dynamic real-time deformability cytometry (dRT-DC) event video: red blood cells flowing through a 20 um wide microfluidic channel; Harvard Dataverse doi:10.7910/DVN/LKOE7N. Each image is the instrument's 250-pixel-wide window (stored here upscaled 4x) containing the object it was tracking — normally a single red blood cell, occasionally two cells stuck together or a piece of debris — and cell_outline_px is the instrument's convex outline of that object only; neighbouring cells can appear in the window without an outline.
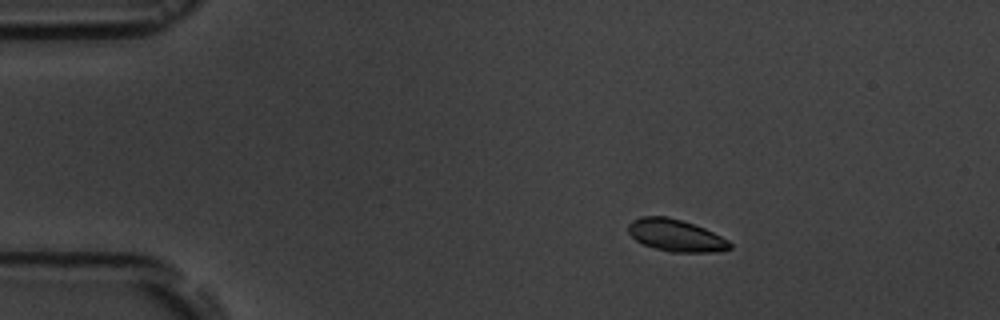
{"species": "common noctule bat (a hibernating species)", "species_latin": "Nyctalus noctula", "temperature_condition": "room temperature", "stored_images_in_passage": 4, "camera_frame_rate_fps": 3000, "um_per_image_px": 0.085, "animal": {"sex": "male", "body_mass_g": 19.5, "forearm_length_mm": 54.6}, "frame": {"image": 1, "passage_image": 2, "time_ms": 1.0, "image_size_px": [1000, 320], "cell_outline_px": [[732, 248], [716, 252], [672, 252], [656, 248], [644, 244], [636, 240], [628, 232], [628, 224], [632, 220], [640, 216], [668, 216], [704, 228], [728, 240], [732, 244]], "centroid_in_image_um": [57.43, 20.0], "position_along_channel_um": 27.6, "area_um2": 18.84}}